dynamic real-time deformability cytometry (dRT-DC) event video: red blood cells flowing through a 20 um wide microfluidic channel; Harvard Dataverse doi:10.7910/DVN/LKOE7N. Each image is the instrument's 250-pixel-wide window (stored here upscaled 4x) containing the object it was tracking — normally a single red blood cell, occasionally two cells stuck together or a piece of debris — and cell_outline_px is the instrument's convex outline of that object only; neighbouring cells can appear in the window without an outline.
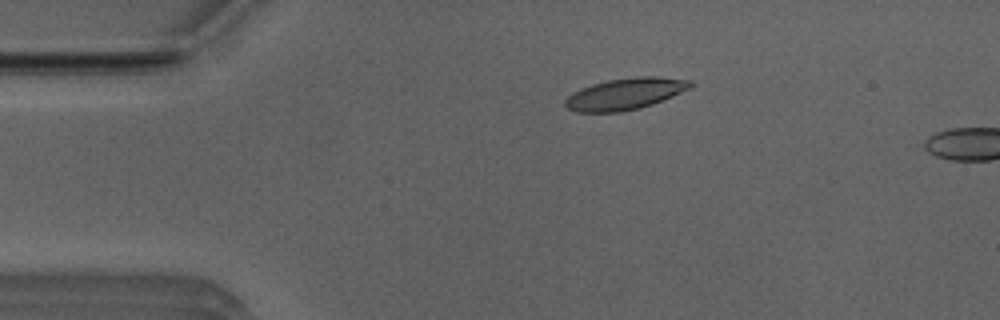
{"species": "Egyptian fruit bat (a non-hibernating species)", "species_latin": "Rousettus aegyptiacus", "temperature_condition": "room temperature", "stored_images_in_passage": 13, "camera_frame_rate_fps": 3000, "um_per_image_px": 0.085, "animal": {"sex": "male"}, "frame": {"image": 1, "passage_image": 10, "time_ms": 3.0, "image_size_px": [1000, 320], "cell_outline_px": [[692, 84], [688, 88], [672, 96], [652, 104], [640, 108], [620, 112], [576, 112], [568, 108], [564, 104], [564, 100], [572, 92], [592, 84], [608, 80], [636, 76], [656, 76], [692, 80]], "centroid_in_image_um": [53.1, 7.97], "position_along_channel_um": 31.9, "area_um2": 22.89}}